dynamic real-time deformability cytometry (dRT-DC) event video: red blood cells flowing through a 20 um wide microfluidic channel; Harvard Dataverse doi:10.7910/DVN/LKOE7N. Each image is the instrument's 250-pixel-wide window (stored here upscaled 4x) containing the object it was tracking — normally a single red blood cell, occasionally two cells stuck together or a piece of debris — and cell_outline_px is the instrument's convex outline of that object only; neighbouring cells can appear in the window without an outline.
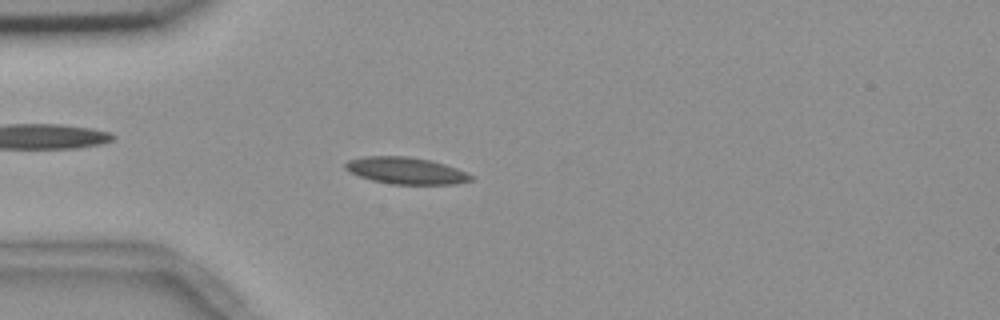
{"species": "common noctule bat (a hibernating species)", "species_latin": "Nyctalus noctula", "temperature_condition": "room temperature", "stored_images_in_passage": 55, "camera_frame_rate_fps": 3000, "um_per_image_px": 0.085, "animal": {"sex": "female", "body_mass_g": 18.4}, "frame": {"image": 1, "passage_image": 15, "time_ms": 4.667, "image_size_px": [1000, 320], "cell_outline_px": [[476, 176], [472, 180], [456, 184], [392, 184], [372, 180], [348, 172], [344, 168], [344, 164], [348, 160], [364, 156], [408, 156], [432, 160], [468, 172]], "centroid_in_image_um": [34.53, 14.5], "position_along_channel_um": 50.5, "area_um2": 19.83}}
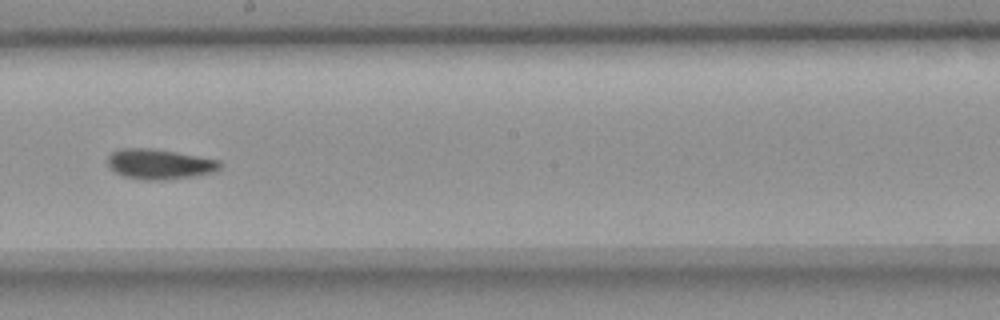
{"frame": {"image": 2, "passage_image": 31, "time_ms": 10.0, "image_size_px": [1000, 320], "cell_outline_px": [[224, 164], [216, 172], [196, 176], [164, 180], [140, 180], [124, 176], [116, 172], [108, 164], [108, 156], [112, 152], [120, 148], [152, 148], [176, 152], [220, 160]], "centroid_in_image_um": [13.61, 13.95], "position_along_channel_um": 234.6, "area_um2": 19.94}}
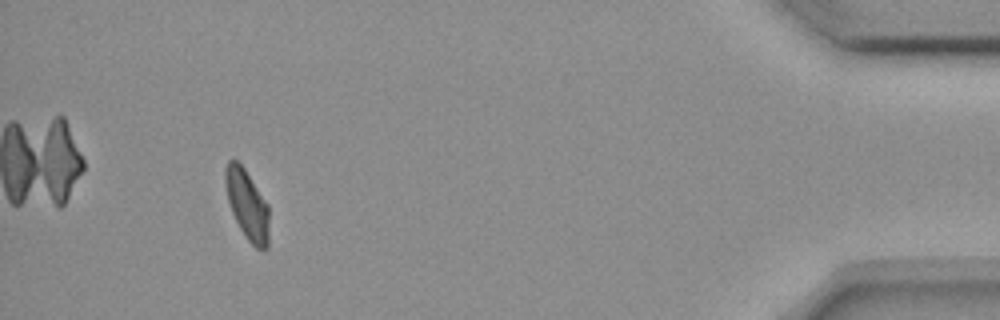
{"frame": {"image": 3, "passage_image": 51, "time_ms": 16.667, "image_size_px": [1000, 320], "cell_outline_px": [[268, 248], [264, 252], [256, 248], [244, 236], [232, 212], [228, 200], [224, 180], [224, 168], [228, 160], [236, 160], [244, 168], [268, 204]], "centroid_in_image_um": [21.0, 17.41], "position_along_channel_um": 414.2, "area_um2": 17.8}, "authors_computed_cell_mechanics": {"area_um2": 18.8428, "velocity_mm_per_s": 3.6766, "shape_relaxation_time_tau1_ms": null, "shape_relaxation_time_tau2_ms": 5.006, "deformation_change_tau1": null, "deformation_change_tau2": 0.0891}}